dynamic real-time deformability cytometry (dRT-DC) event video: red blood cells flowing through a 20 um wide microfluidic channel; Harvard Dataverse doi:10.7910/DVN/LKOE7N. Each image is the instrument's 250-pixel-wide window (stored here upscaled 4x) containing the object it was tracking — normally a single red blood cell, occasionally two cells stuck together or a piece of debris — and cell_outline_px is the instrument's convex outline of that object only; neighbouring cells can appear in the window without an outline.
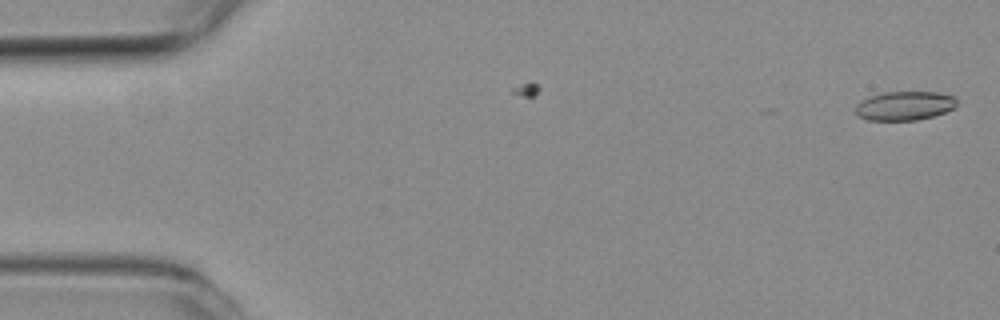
{"species": "common noctule bat (a hibernating species)", "species_latin": "Nyctalus noctula", "temperature_condition": "room temperature", "stored_images_in_passage": 5, "camera_frame_rate_fps": 3000, "um_per_image_px": 0.085, "animal": {"sex": "female", "body_mass_g": 19.3, "forearm_length_mm": 54.1}, "frame": {"image": 1, "passage_image": 1, "time_ms": 0.0, "image_size_px": [1000, 320], "cell_outline_px": [[956, 108], [932, 116], [916, 120], [868, 120], [856, 116], [856, 104], [872, 96], [884, 92], [936, 92], [956, 96]], "centroid_in_image_um": [76.91, 8.99], "position_along_channel_um": 8.1, "area_um2": 17.05}}